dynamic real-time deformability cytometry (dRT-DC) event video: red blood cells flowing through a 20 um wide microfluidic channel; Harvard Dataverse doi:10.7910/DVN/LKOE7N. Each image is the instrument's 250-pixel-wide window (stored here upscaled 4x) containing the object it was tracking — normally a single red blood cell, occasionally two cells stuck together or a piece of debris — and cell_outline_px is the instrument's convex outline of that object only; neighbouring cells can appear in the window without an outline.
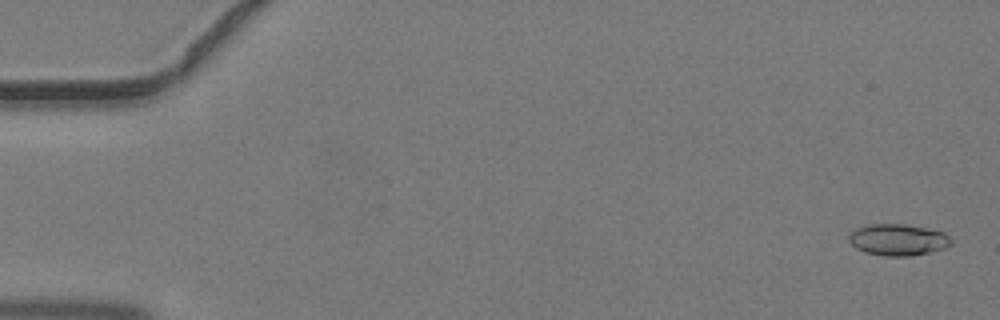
{"species": "common noctule bat (a hibernating species)", "species_latin": "Nyctalus noctula", "temperature_condition": "warm", "stored_images_in_passage": 45, "camera_frame_rate_fps": 3000, "um_per_image_px": 0.085, "animal": {"sex": "male", "body_mass_g": 19.2, "forearm_length_mm": 51.8}, "frame": {"image": 1, "passage_image": 2, "time_ms": 0.333, "image_size_px": [1000, 320], "cell_outline_px": [[952, 244], [944, 248], [912, 256], [884, 256], [864, 252], [856, 248], [848, 240], [848, 236], [856, 228], [868, 224], [904, 224], [944, 232], [952, 240]], "centroid_in_image_um": [76.31, 20.38], "position_along_channel_um": 8.7, "area_um2": 18.73}}
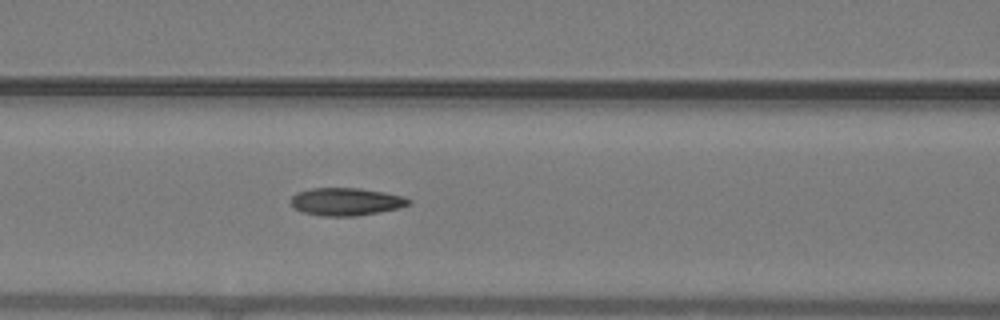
{"frame": {"image": 2, "passage_image": 20, "time_ms": 6.333, "image_size_px": [1000, 320], "cell_outline_px": [[412, 200], [408, 204], [400, 208], [356, 216], [320, 216], [304, 212], [296, 208], [292, 204], [292, 196], [296, 192], [312, 188], [360, 188], [384, 192], [404, 196]], "centroid_in_image_um": [29.44, 17.13], "position_along_channel_um": 137.2, "area_um2": 18.96}}
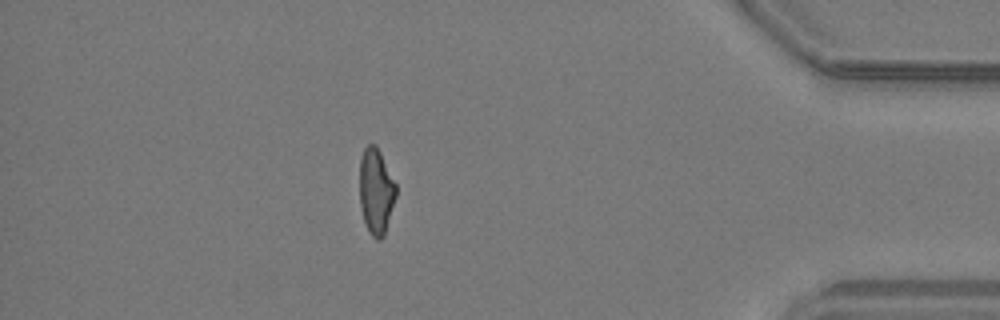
{"frame": {"image": 3, "passage_image": 40, "time_ms": 13.0, "image_size_px": [1000, 320], "cell_outline_px": [[396, 196], [384, 236], [380, 240], [376, 240], [368, 232], [360, 208], [360, 160], [364, 148], [368, 144], [376, 144], [396, 184]], "centroid_in_image_um": [31.96, 16.27], "position_along_channel_um": 403.2, "area_um2": 18.21}}